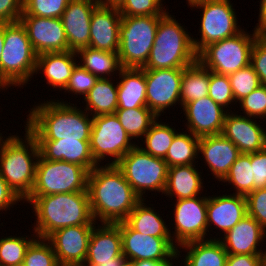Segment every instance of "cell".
I'll return each instance as SVG.
<instances>
[{
	"label": "cell",
	"instance_id": "cell-51",
	"mask_svg": "<svg viewBox=\"0 0 266 266\" xmlns=\"http://www.w3.org/2000/svg\"><path fill=\"white\" fill-rule=\"evenodd\" d=\"M22 201L14 191L8 186L7 182L0 175V211H8L14 208L18 202Z\"/></svg>",
	"mask_w": 266,
	"mask_h": 266
},
{
	"label": "cell",
	"instance_id": "cell-13",
	"mask_svg": "<svg viewBox=\"0 0 266 266\" xmlns=\"http://www.w3.org/2000/svg\"><path fill=\"white\" fill-rule=\"evenodd\" d=\"M207 200L206 195L175 200L172 211L174 225L171 223L172 229L175 230L170 234L177 247L190 241L209 239L207 237Z\"/></svg>",
	"mask_w": 266,
	"mask_h": 266
},
{
	"label": "cell",
	"instance_id": "cell-3",
	"mask_svg": "<svg viewBox=\"0 0 266 266\" xmlns=\"http://www.w3.org/2000/svg\"><path fill=\"white\" fill-rule=\"evenodd\" d=\"M35 213L34 233L38 238H47L54 231L77 225H96L88 191L61 193L45 196H28Z\"/></svg>",
	"mask_w": 266,
	"mask_h": 266
},
{
	"label": "cell",
	"instance_id": "cell-60",
	"mask_svg": "<svg viewBox=\"0 0 266 266\" xmlns=\"http://www.w3.org/2000/svg\"><path fill=\"white\" fill-rule=\"evenodd\" d=\"M14 266H25V264L22 262V263H19L17 265H14Z\"/></svg>",
	"mask_w": 266,
	"mask_h": 266
},
{
	"label": "cell",
	"instance_id": "cell-48",
	"mask_svg": "<svg viewBox=\"0 0 266 266\" xmlns=\"http://www.w3.org/2000/svg\"><path fill=\"white\" fill-rule=\"evenodd\" d=\"M261 85H266V34H258L251 50V61Z\"/></svg>",
	"mask_w": 266,
	"mask_h": 266
},
{
	"label": "cell",
	"instance_id": "cell-62",
	"mask_svg": "<svg viewBox=\"0 0 266 266\" xmlns=\"http://www.w3.org/2000/svg\"><path fill=\"white\" fill-rule=\"evenodd\" d=\"M192 1H194V0H187L186 2L189 4V3L192 2Z\"/></svg>",
	"mask_w": 266,
	"mask_h": 266
},
{
	"label": "cell",
	"instance_id": "cell-49",
	"mask_svg": "<svg viewBox=\"0 0 266 266\" xmlns=\"http://www.w3.org/2000/svg\"><path fill=\"white\" fill-rule=\"evenodd\" d=\"M250 162L253 171L254 190L266 188V148L250 153Z\"/></svg>",
	"mask_w": 266,
	"mask_h": 266
},
{
	"label": "cell",
	"instance_id": "cell-46",
	"mask_svg": "<svg viewBox=\"0 0 266 266\" xmlns=\"http://www.w3.org/2000/svg\"><path fill=\"white\" fill-rule=\"evenodd\" d=\"M98 79L97 76L77 64L72 71L70 80L64 89V92L74 93L72 94V97L73 95H77L75 98L78 97V95H80L81 98H85L89 91L95 86Z\"/></svg>",
	"mask_w": 266,
	"mask_h": 266
},
{
	"label": "cell",
	"instance_id": "cell-16",
	"mask_svg": "<svg viewBox=\"0 0 266 266\" xmlns=\"http://www.w3.org/2000/svg\"><path fill=\"white\" fill-rule=\"evenodd\" d=\"M19 21L25 27L33 50L37 55L70 50L61 18L21 15Z\"/></svg>",
	"mask_w": 266,
	"mask_h": 266
},
{
	"label": "cell",
	"instance_id": "cell-40",
	"mask_svg": "<svg viewBox=\"0 0 266 266\" xmlns=\"http://www.w3.org/2000/svg\"><path fill=\"white\" fill-rule=\"evenodd\" d=\"M228 77L236 105L237 102L261 85L259 77L251 64L229 74Z\"/></svg>",
	"mask_w": 266,
	"mask_h": 266
},
{
	"label": "cell",
	"instance_id": "cell-23",
	"mask_svg": "<svg viewBox=\"0 0 266 266\" xmlns=\"http://www.w3.org/2000/svg\"><path fill=\"white\" fill-rule=\"evenodd\" d=\"M200 154L212 176L221 182L241 153L231 140L218 134L200 137L199 157Z\"/></svg>",
	"mask_w": 266,
	"mask_h": 266
},
{
	"label": "cell",
	"instance_id": "cell-58",
	"mask_svg": "<svg viewBox=\"0 0 266 266\" xmlns=\"http://www.w3.org/2000/svg\"><path fill=\"white\" fill-rule=\"evenodd\" d=\"M265 247H266V245H265ZM261 265L266 266V248L265 249L263 248V251L261 254Z\"/></svg>",
	"mask_w": 266,
	"mask_h": 266
},
{
	"label": "cell",
	"instance_id": "cell-9",
	"mask_svg": "<svg viewBox=\"0 0 266 266\" xmlns=\"http://www.w3.org/2000/svg\"><path fill=\"white\" fill-rule=\"evenodd\" d=\"M202 10L199 35L192 36L197 55L208 45L237 35L243 29L238 25L237 13L230 0H194L188 4Z\"/></svg>",
	"mask_w": 266,
	"mask_h": 266
},
{
	"label": "cell",
	"instance_id": "cell-18",
	"mask_svg": "<svg viewBox=\"0 0 266 266\" xmlns=\"http://www.w3.org/2000/svg\"><path fill=\"white\" fill-rule=\"evenodd\" d=\"M95 225L60 228L46 239L51 243L59 265H83Z\"/></svg>",
	"mask_w": 266,
	"mask_h": 266
},
{
	"label": "cell",
	"instance_id": "cell-35",
	"mask_svg": "<svg viewBox=\"0 0 266 266\" xmlns=\"http://www.w3.org/2000/svg\"><path fill=\"white\" fill-rule=\"evenodd\" d=\"M187 132L184 131L180 133L179 131L173 138L164 158L168 168L172 166L196 164L200 159L198 157L200 137L193 135L189 131Z\"/></svg>",
	"mask_w": 266,
	"mask_h": 266
},
{
	"label": "cell",
	"instance_id": "cell-27",
	"mask_svg": "<svg viewBox=\"0 0 266 266\" xmlns=\"http://www.w3.org/2000/svg\"><path fill=\"white\" fill-rule=\"evenodd\" d=\"M77 58V53L71 50L39 54L37 55L35 74L43 73L48 86L62 91L66 88L72 71L78 64Z\"/></svg>",
	"mask_w": 266,
	"mask_h": 266
},
{
	"label": "cell",
	"instance_id": "cell-11",
	"mask_svg": "<svg viewBox=\"0 0 266 266\" xmlns=\"http://www.w3.org/2000/svg\"><path fill=\"white\" fill-rule=\"evenodd\" d=\"M89 171L66 161L37 160L35 183L29 196L88 191Z\"/></svg>",
	"mask_w": 266,
	"mask_h": 266
},
{
	"label": "cell",
	"instance_id": "cell-33",
	"mask_svg": "<svg viewBox=\"0 0 266 266\" xmlns=\"http://www.w3.org/2000/svg\"><path fill=\"white\" fill-rule=\"evenodd\" d=\"M76 53L78 64L98 78H115V74L122 69L118 53L91 47L81 48Z\"/></svg>",
	"mask_w": 266,
	"mask_h": 266
},
{
	"label": "cell",
	"instance_id": "cell-42",
	"mask_svg": "<svg viewBox=\"0 0 266 266\" xmlns=\"http://www.w3.org/2000/svg\"><path fill=\"white\" fill-rule=\"evenodd\" d=\"M70 0H23L22 15L61 18Z\"/></svg>",
	"mask_w": 266,
	"mask_h": 266
},
{
	"label": "cell",
	"instance_id": "cell-25",
	"mask_svg": "<svg viewBox=\"0 0 266 266\" xmlns=\"http://www.w3.org/2000/svg\"><path fill=\"white\" fill-rule=\"evenodd\" d=\"M117 257H124L120 227L117 224L97 223L92 229L83 265L112 262Z\"/></svg>",
	"mask_w": 266,
	"mask_h": 266
},
{
	"label": "cell",
	"instance_id": "cell-8",
	"mask_svg": "<svg viewBox=\"0 0 266 266\" xmlns=\"http://www.w3.org/2000/svg\"><path fill=\"white\" fill-rule=\"evenodd\" d=\"M116 166L141 199L147 197L145 193L148 191L163 194L168 175V166L163 158L148 154L136 144Z\"/></svg>",
	"mask_w": 266,
	"mask_h": 266
},
{
	"label": "cell",
	"instance_id": "cell-10",
	"mask_svg": "<svg viewBox=\"0 0 266 266\" xmlns=\"http://www.w3.org/2000/svg\"><path fill=\"white\" fill-rule=\"evenodd\" d=\"M244 29L235 36L206 46L197 55V60L211 72L220 75H229L248 66L258 33L252 30L249 34Z\"/></svg>",
	"mask_w": 266,
	"mask_h": 266
},
{
	"label": "cell",
	"instance_id": "cell-43",
	"mask_svg": "<svg viewBox=\"0 0 266 266\" xmlns=\"http://www.w3.org/2000/svg\"><path fill=\"white\" fill-rule=\"evenodd\" d=\"M208 96L215 103L221 105L225 109L227 108L228 112L232 111L231 109L235 107L232 106L236 104V102L232 93L228 75H220L210 71Z\"/></svg>",
	"mask_w": 266,
	"mask_h": 266
},
{
	"label": "cell",
	"instance_id": "cell-21",
	"mask_svg": "<svg viewBox=\"0 0 266 266\" xmlns=\"http://www.w3.org/2000/svg\"><path fill=\"white\" fill-rule=\"evenodd\" d=\"M218 235L219 232L216 237H208L219 239L228 254H262V244L266 240V230L248 214L225 235L217 238Z\"/></svg>",
	"mask_w": 266,
	"mask_h": 266
},
{
	"label": "cell",
	"instance_id": "cell-29",
	"mask_svg": "<svg viewBox=\"0 0 266 266\" xmlns=\"http://www.w3.org/2000/svg\"><path fill=\"white\" fill-rule=\"evenodd\" d=\"M180 249H185L184 256ZM227 256L228 253L219 239L190 241L177 249V257H183L184 266H225Z\"/></svg>",
	"mask_w": 266,
	"mask_h": 266
},
{
	"label": "cell",
	"instance_id": "cell-45",
	"mask_svg": "<svg viewBox=\"0 0 266 266\" xmlns=\"http://www.w3.org/2000/svg\"><path fill=\"white\" fill-rule=\"evenodd\" d=\"M164 0H125L119 8L121 16H161L168 9Z\"/></svg>",
	"mask_w": 266,
	"mask_h": 266
},
{
	"label": "cell",
	"instance_id": "cell-34",
	"mask_svg": "<svg viewBox=\"0 0 266 266\" xmlns=\"http://www.w3.org/2000/svg\"><path fill=\"white\" fill-rule=\"evenodd\" d=\"M209 82L210 70L198 60L184 68L180 89L181 107L191 101L208 96Z\"/></svg>",
	"mask_w": 266,
	"mask_h": 266
},
{
	"label": "cell",
	"instance_id": "cell-54",
	"mask_svg": "<svg viewBox=\"0 0 266 266\" xmlns=\"http://www.w3.org/2000/svg\"><path fill=\"white\" fill-rule=\"evenodd\" d=\"M131 263L133 266H176L173 261L138 260Z\"/></svg>",
	"mask_w": 266,
	"mask_h": 266
},
{
	"label": "cell",
	"instance_id": "cell-15",
	"mask_svg": "<svg viewBox=\"0 0 266 266\" xmlns=\"http://www.w3.org/2000/svg\"><path fill=\"white\" fill-rule=\"evenodd\" d=\"M146 79V104L158 118L181 105L180 89L184 68L142 69ZM168 108V109H167Z\"/></svg>",
	"mask_w": 266,
	"mask_h": 266
},
{
	"label": "cell",
	"instance_id": "cell-55",
	"mask_svg": "<svg viewBox=\"0 0 266 266\" xmlns=\"http://www.w3.org/2000/svg\"><path fill=\"white\" fill-rule=\"evenodd\" d=\"M99 5L111 8H120L125 0H98Z\"/></svg>",
	"mask_w": 266,
	"mask_h": 266
},
{
	"label": "cell",
	"instance_id": "cell-37",
	"mask_svg": "<svg viewBox=\"0 0 266 266\" xmlns=\"http://www.w3.org/2000/svg\"><path fill=\"white\" fill-rule=\"evenodd\" d=\"M158 120L159 119L157 118L152 123L150 129L144 135V141L142 142V145L139 143L137 144L140 145V148H142L148 154L164 159L172 140L178 131L172 127V125L169 126V123H164L161 119L160 121ZM143 145L145 147H143Z\"/></svg>",
	"mask_w": 266,
	"mask_h": 266
},
{
	"label": "cell",
	"instance_id": "cell-50",
	"mask_svg": "<svg viewBox=\"0 0 266 266\" xmlns=\"http://www.w3.org/2000/svg\"><path fill=\"white\" fill-rule=\"evenodd\" d=\"M23 13V0H0V24L20 20Z\"/></svg>",
	"mask_w": 266,
	"mask_h": 266
},
{
	"label": "cell",
	"instance_id": "cell-52",
	"mask_svg": "<svg viewBox=\"0 0 266 266\" xmlns=\"http://www.w3.org/2000/svg\"><path fill=\"white\" fill-rule=\"evenodd\" d=\"M225 266H262L261 254H228Z\"/></svg>",
	"mask_w": 266,
	"mask_h": 266
},
{
	"label": "cell",
	"instance_id": "cell-57",
	"mask_svg": "<svg viewBox=\"0 0 266 266\" xmlns=\"http://www.w3.org/2000/svg\"><path fill=\"white\" fill-rule=\"evenodd\" d=\"M4 47V24H0V89H1V54Z\"/></svg>",
	"mask_w": 266,
	"mask_h": 266
},
{
	"label": "cell",
	"instance_id": "cell-2",
	"mask_svg": "<svg viewBox=\"0 0 266 266\" xmlns=\"http://www.w3.org/2000/svg\"><path fill=\"white\" fill-rule=\"evenodd\" d=\"M46 101L33 105L23 125L37 141H90L93 125L90 114L77 104L70 103V100Z\"/></svg>",
	"mask_w": 266,
	"mask_h": 266
},
{
	"label": "cell",
	"instance_id": "cell-53",
	"mask_svg": "<svg viewBox=\"0 0 266 266\" xmlns=\"http://www.w3.org/2000/svg\"><path fill=\"white\" fill-rule=\"evenodd\" d=\"M259 4V18L254 31L258 34H266V0H260Z\"/></svg>",
	"mask_w": 266,
	"mask_h": 266
},
{
	"label": "cell",
	"instance_id": "cell-7",
	"mask_svg": "<svg viewBox=\"0 0 266 266\" xmlns=\"http://www.w3.org/2000/svg\"><path fill=\"white\" fill-rule=\"evenodd\" d=\"M160 16H122L118 56L122 68L141 69L153 47Z\"/></svg>",
	"mask_w": 266,
	"mask_h": 266
},
{
	"label": "cell",
	"instance_id": "cell-6",
	"mask_svg": "<svg viewBox=\"0 0 266 266\" xmlns=\"http://www.w3.org/2000/svg\"><path fill=\"white\" fill-rule=\"evenodd\" d=\"M1 89L23 88L33 79L37 54L20 21L4 24V47L1 54ZM32 78V79H31Z\"/></svg>",
	"mask_w": 266,
	"mask_h": 266
},
{
	"label": "cell",
	"instance_id": "cell-31",
	"mask_svg": "<svg viewBox=\"0 0 266 266\" xmlns=\"http://www.w3.org/2000/svg\"><path fill=\"white\" fill-rule=\"evenodd\" d=\"M146 199H141L134 210L128 215L125 222L135 231L161 238L171 237V226L156 212L153 204H146ZM151 205V207L149 206ZM170 226V228H168Z\"/></svg>",
	"mask_w": 266,
	"mask_h": 266
},
{
	"label": "cell",
	"instance_id": "cell-56",
	"mask_svg": "<svg viewBox=\"0 0 266 266\" xmlns=\"http://www.w3.org/2000/svg\"><path fill=\"white\" fill-rule=\"evenodd\" d=\"M126 261L125 257H117L112 262L99 263L98 265H83V266H122Z\"/></svg>",
	"mask_w": 266,
	"mask_h": 266
},
{
	"label": "cell",
	"instance_id": "cell-17",
	"mask_svg": "<svg viewBox=\"0 0 266 266\" xmlns=\"http://www.w3.org/2000/svg\"><path fill=\"white\" fill-rule=\"evenodd\" d=\"M229 111L224 118L221 134L231 140L240 153H254L266 148V127L262 120L238 115L239 111ZM260 122V123H259Z\"/></svg>",
	"mask_w": 266,
	"mask_h": 266
},
{
	"label": "cell",
	"instance_id": "cell-19",
	"mask_svg": "<svg viewBox=\"0 0 266 266\" xmlns=\"http://www.w3.org/2000/svg\"><path fill=\"white\" fill-rule=\"evenodd\" d=\"M186 130L203 137L221 134L227 109L215 103L209 96L191 101L183 107Z\"/></svg>",
	"mask_w": 266,
	"mask_h": 266
},
{
	"label": "cell",
	"instance_id": "cell-30",
	"mask_svg": "<svg viewBox=\"0 0 266 266\" xmlns=\"http://www.w3.org/2000/svg\"><path fill=\"white\" fill-rule=\"evenodd\" d=\"M118 107L117 109H133L147 107L146 104V79L142 69L122 68L119 72Z\"/></svg>",
	"mask_w": 266,
	"mask_h": 266
},
{
	"label": "cell",
	"instance_id": "cell-38",
	"mask_svg": "<svg viewBox=\"0 0 266 266\" xmlns=\"http://www.w3.org/2000/svg\"><path fill=\"white\" fill-rule=\"evenodd\" d=\"M253 171L250 162V153H241L232 164L229 173L221 181L234 188L233 194L247 196L254 191Z\"/></svg>",
	"mask_w": 266,
	"mask_h": 266
},
{
	"label": "cell",
	"instance_id": "cell-41",
	"mask_svg": "<svg viewBox=\"0 0 266 266\" xmlns=\"http://www.w3.org/2000/svg\"><path fill=\"white\" fill-rule=\"evenodd\" d=\"M25 266H59L51 243L46 238H36L28 247Z\"/></svg>",
	"mask_w": 266,
	"mask_h": 266
},
{
	"label": "cell",
	"instance_id": "cell-36",
	"mask_svg": "<svg viewBox=\"0 0 266 266\" xmlns=\"http://www.w3.org/2000/svg\"><path fill=\"white\" fill-rule=\"evenodd\" d=\"M115 115L126 133L133 140H142L150 129L152 123L158 118L147 107H136L133 109H117Z\"/></svg>",
	"mask_w": 266,
	"mask_h": 266
},
{
	"label": "cell",
	"instance_id": "cell-44",
	"mask_svg": "<svg viewBox=\"0 0 266 266\" xmlns=\"http://www.w3.org/2000/svg\"><path fill=\"white\" fill-rule=\"evenodd\" d=\"M240 114L260 120H266V85H260L239 102ZM241 111L243 113H241Z\"/></svg>",
	"mask_w": 266,
	"mask_h": 266
},
{
	"label": "cell",
	"instance_id": "cell-20",
	"mask_svg": "<svg viewBox=\"0 0 266 266\" xmlns=\"http://www.w3.org/2000/svg\"><path fill=\"white\" fill-rule=\"evenodd\" d=\"M98 5L96 0L69 1L61 20L71 51L89 47L92 13Z\"/></svg>",
	"mask_w": 266,
	"mask_h": 266
},
{
	"label": "cell",
	"instance_id": "cell-47",
	"mask_svg": "<svg viewBox=\"0 0 266 266\" xmlns=\"http://www.w3.org/2000/svg\"><path fill=\"white\" fill-rule=\"evenodd\" d=\"M247 214L266 230V188H257L246 196Z\"/></svg>",
	"mask_w": 266,
	"mask_h": 266
},
{
	"label": "cell",
	"instance_id": "cell-32",
	"mask_svg": "<svg viewBox=\"0 0 266 266\" xmlns=\"http://www.w3.org/2000/svg\"><path fill=\"white\" fill-rule=\"evenodd\" d=\"M113 78H99L85 96L84 110L93 116L115 114L118 107V88Z\"/></svg>",
	"mask_w": 266,
	"mask_h": 266
},
{
	"label": "cell",
	"instance_id": "cell-24",
	"mask_svg": "<svg viewBox=\"0 0 266 266\" xmlns=\"http://www.w3.org/2000/svg\"><path fill=\"white\" fill-rule=\"evenodd\" d=\"M121 18L118 8L98 5L92 13L89 47L117 53Z\"/></svg>",
	"mask_w": 266,
	"mask_h": 266
},
{
	"label": "cell",
	"instance_id": "cell-63",
	"mask_svg": "<svg viewBox=\"0 0 266 266\" xmlns=\"http://www.w3.org/2000/svg\"><path fill=\"white\" fill-rule=\"evenodd\" d=\"M1 131V130H0ZM3 137V134L0 132V139Z\"/></svg>",
	"mask_w": 266,
	"mask_h": 266
},
{
	"label": "cell",
	"instance_id": "cell-4",
	"mask_svg": "<svg viewBox=\"0 0 266 266\" xmlns=\"http://www.w3.org/2000/svg\"><path fill=\"white\" fill-rule=\"evenodd\" d=\"M11 134L0 139V175L23 202L35 183L40 150L36 138L26 128L24 138Z\"/></svg>",
	"mask_w": 266,
	"mask_h": 266
},
{
	"label": "cell",
	"instance_id": "cell-12",
	"mask_svg": "<svg viewBox=\"0 0 266 266\" xmlns=\"http://www.w3.org/2000/svg\"><path fill=\"white\" fill-rule=\"evenodd\" d=\"M89 144L94 161L103 165L109 156L112 160L106 164H116L136 142L129 137L115 114H107L93 116Z\"/></svg>",
	"mask_w": 266,
	"mask_h": 266
},
{
	"label": "cell",
	"instance_id": "cell-1",
	"mask_svg": "<svg viewBox=\"0 0 266 266\" xmlns=\"http://www.w3.org/2000/svg\"><path fill=\"white\" fill-rule=\"evenodd\" d=\"M87 190L93 218L99 224L125 221L141 200L116 164L97 165L89 172Z\"/></svg>",
	"mask_w": 266,
	"mask_h": 266
},
{
	"label": "cell",
	"instance_id": "cell-22",
	"mask_svg": "<svg viewBox=\"0 0 266 266\" xmlns=\"http://www.w3.org/2000/svg\"><path fill=\"white\" fill-rule=\"evenodd\" d=\"M247 214L246 197L238 194L225 193L208 196L207 200V229L214 226L220 231V235H225ZM211 227V228H210ZM224 233V234H223Z\"/></svg>",
	"mask_w": 266,
	"mask_h": 266
},
{
	"label": "cell",
	"instance_id": "cell-28",
	"mask_svg": "<svg viewBox=\"0 0 266 266\" xmlns=\"http://www.w3.org/2000/svg\"><path fill=\"white\" fill-rule=\"evenodd\" d=\"M197 164L172 166L168 168L166 186L163 194L175 200L192 198L201 194L204 187V177L198 172Z\"/></svg>",
	"mask_w": 266,
	"mask_h": 266
},
{
	"label": "cell",
	"instance_id": "cell-26",
	"mask_svg": "<svg viewBox=\"0 0 266 266\" xmlns=\"http://www.w3.org/2000/svg\"><path fill=\"white\" fill-rule=\"evenodd\" d=\"M40 155L51 161H66L86 168L91 172L98 164L94 161L89 141L61 139L56 141H37Z\"/></svg>",
	"mask_w": 266,
	"mask_h": 266
},
{
	"label": "cell",
	"instance_id": "cell-5",
	"mask_svg": "<svg viewBox=\"0 0 266 266\" xmlns=\"http://www.w3.org/2000/svg\"><path fill=\"white\" fill-rule=\"evenodd\" d=\"M166 11L160 16L153 47L141 69L186 68L197 61L192 34Z\"/></svg>",
	"mask_w": 266,
	"mask_h": 266
},
{
	"label": "cell",
	"instance_id": "cell-59",
	"mask_svg": "<svg viewBox=\"0 0 266 266\" xmlns=\"http://www.w3.org/2000/svg\"><path fill=\"white\" fill-rule=\"evenodd\" d=\"M122 266H133L131 262L125 261Z\"/></svg>",
	"mask_w": 266,
	"mask_h": 266
},
{
	"label": "cell",
	"instance_id": "cell-61",
	"mask_svg": "<svg viewBox=\"0 0 266 266\" xmlns=\"http://www.w3.org/2000/svg\"><path fill=\"white\" fill-rule=\"evenodd\" d=\"M59 266H83V265H59Z\"/></svg>",
	"mask_w": 266,
	"mask_h": 266
},
{
	"label": "cell",
	"instance_id": "cell-39",
	"mask_svg": "<svg viewBox=\"0 0 266 266\" xmlns=\"http://www.w3.org/2000/svg\"><path fill=\"white\" fill-rule=\"evenodd\" d=\"M28 236H2L0 239V265L14 266L24 261L26 251L30 244L37 238L34 232Z\"/></svg>",
	"mask_w": 266,
	"mask_h": 266
},
{
	"label": "cell",
	"instance_id": "cell-14",
	"mask_svg": "<svg viewBox=\"0 0 266 266\" xmlns=\"http://www.w3.org/2000/svg\"><path fill=\"white\" fill-rule=\"evenodd\" d=\"M120 227L122 253L126 261L138 260L175 261L178 247L172 238L154 237L133 230L125 221L116 223Z\"/></svg>",
	"mask_w": 266,
	"mask_h": 266
}]
</instances>
